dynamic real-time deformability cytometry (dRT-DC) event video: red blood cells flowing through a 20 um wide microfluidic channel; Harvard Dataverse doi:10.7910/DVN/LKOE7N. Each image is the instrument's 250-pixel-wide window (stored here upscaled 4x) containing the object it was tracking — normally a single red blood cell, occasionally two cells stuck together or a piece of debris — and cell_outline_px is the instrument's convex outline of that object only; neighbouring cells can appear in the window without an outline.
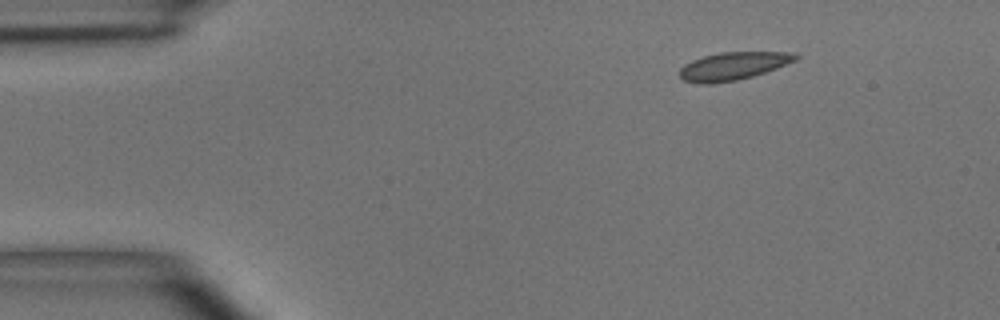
{"species": "common noctule bat (a hibernating species)", "species_latin": "Nyctalus noctula", "temperature_condition": "room temperature", "stored_images_in_passage": 3, "camera_frame_rate_fps": 3000, "um_per_image_px": 0.085, "animal": {"sex": "male", "body_mass_g": 15.6}, "frame": {"image": 1, "passage_image": 1, "time_ms": 0.0, "image_size_px": [1000, 320], "cell_outline_px": [[800, 56], [796, 60], [776, 68], [752, 76], [736, 80], [712, 84], [700, 84], [684, 80], [680, 76], [680, 68], [684, 64], [692, 60], [704, 56], [720, 52], [792, 52]], "centroid_in_image_um": [62.3, 5.61], "position_along_channel_um": 22.7, "area_um2": 18.73}}